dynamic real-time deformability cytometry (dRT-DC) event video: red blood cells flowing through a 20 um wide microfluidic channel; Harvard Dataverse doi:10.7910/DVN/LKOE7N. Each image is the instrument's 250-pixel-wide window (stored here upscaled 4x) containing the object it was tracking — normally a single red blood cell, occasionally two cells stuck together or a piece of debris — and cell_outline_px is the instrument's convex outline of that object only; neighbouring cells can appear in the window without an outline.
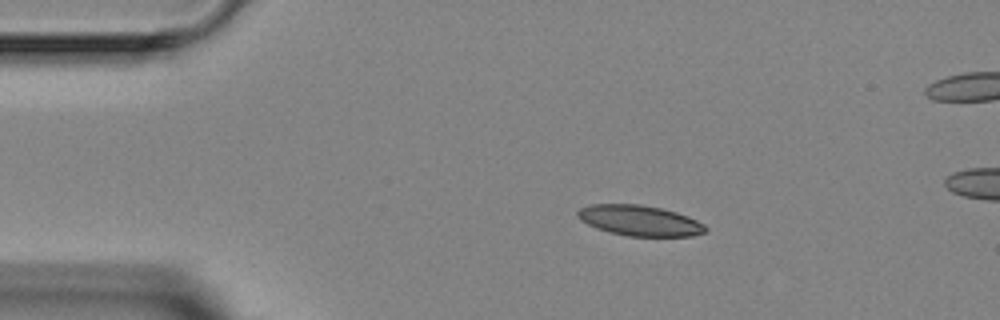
{"species": "Egyptian fruit bat (a non-hibernating species)", "species_latin": "Rousettus aegyptiacus", "temperature_condition": "room temperature", "stored_images_in_passage": 3, "camera_frame_rate_fps": 3000, "um_per_image_px": 0.085, "animal": {"sex": "female"}, "frame": {"image": 1, "passage_image": 1, "time_ms": 0.0, "image_size_px": [1000, 320], "cell_outline_px": [[708, 228], [704, 232], [692, 236], [628, 236], [596, 228], [580, 220], [576, 216], [576, 212], [580, 208], [588, 204], [640, 204], [660, 208], [676, 212], [688, 216], [704, 224]], "centroid_in_image_um": [54.35, 18.74], "position_along_channel_um": 30.7, "area_um2": 22.72}}